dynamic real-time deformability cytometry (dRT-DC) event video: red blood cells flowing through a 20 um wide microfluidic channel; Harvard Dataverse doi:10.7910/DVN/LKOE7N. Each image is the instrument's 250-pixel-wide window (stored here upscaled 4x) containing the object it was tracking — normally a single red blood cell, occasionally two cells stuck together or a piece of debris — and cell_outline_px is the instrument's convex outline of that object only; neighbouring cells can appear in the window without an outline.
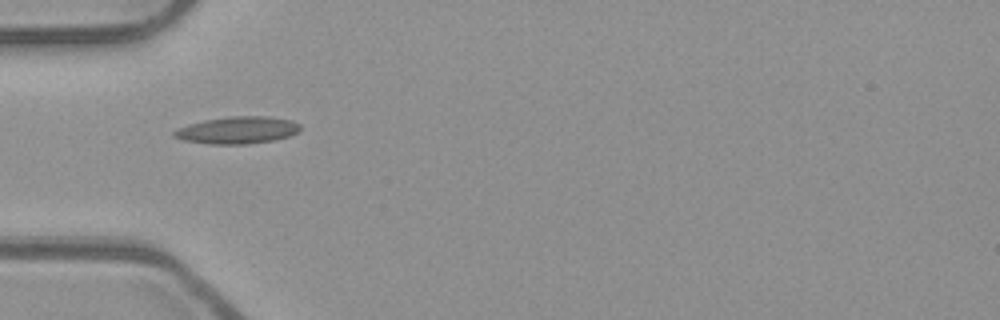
{"species": "common noctule bat (a hibernating species)", "species_latin": "Nyctalus noctula", "temperature_condition": "room temperature", "stored_images_in_passage": 38, "camera_frame_rate_fps": 3000, "um_per_image_px": 0.085, "animal": {"sex": "male", "body_mass_g": 23.1, "forearm_length_mm": 52.7}, "frame": {"image": 1, "passage_image": 3, "time_ms": 0.667, "image_size_px": [1000, 320], "cell_outline_px": [[300, 128], [296, 132], [288, 136], [272, 140], [248, 144], [208, 144], [184, 140], [172, 136], [172, 132], [176, 128], [188, 124], [204, 120], [228, 116], [268, 116], [292, 120], [300, 124]], "centroid_in_image_um": [20.14, 11.05], "position_along_channel_um": 64.9, "area_um2": 20.0}}
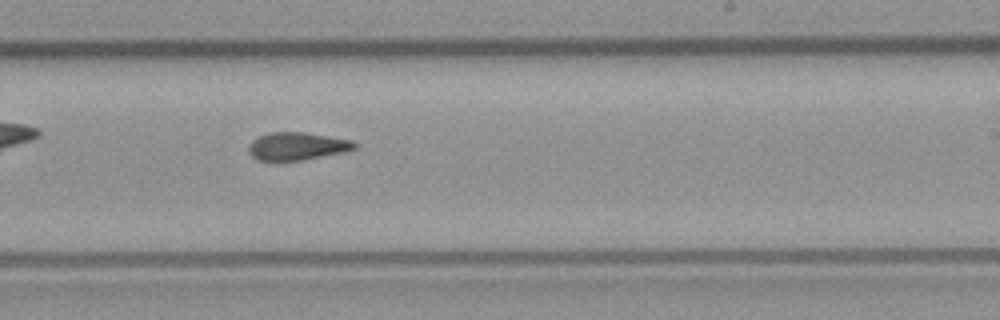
{"frame": {"image": 2, "passage_image": 18, "time_ms": 5.667, "image_size_px": [1000, 320], "cell_outline_px": [[356, 148], [344, 152], [304, 160], [260, 160], [252, 156], [248, 152], [248, 148], [252, 140], [260, 136], [272, 132], [304, 132], [352, 140], [356, 144]], "centroid_in_image_um": [25.26, 12.42], "position_along_channel_um": 263.7, "area_um2": 16.99}}
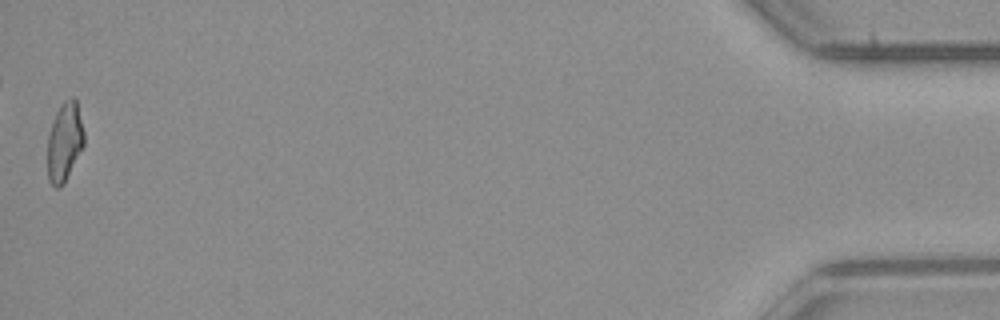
{"frame": {"image": 3, "passage_image": 38, "time_ms": 12.333, "image_size_px": [1000, 320], "cell_outline_px": [[84, 144], [64, 184], [60, 188], [56, 188], [48, 180], [48, 136], [56, 112], [60, 104], [64, 100], [72, 96], [76, 100], [84, 132]], "centroid_in_image_um": [5.49, 12.06], "position_along_channel_um": 429.7, "area_um2": 16.7}, "authors_computed_cell_mechanics": {"area_um2": 17.0799, "velocity_mm_per_s": 3.9764, "shape_relaxation_time_tau1_ms": null, "shape_relaxation_time_tau2_ms": 4.2725, "deformation_change_tau1": null, "deformation_change_tau2": 0.1394}}